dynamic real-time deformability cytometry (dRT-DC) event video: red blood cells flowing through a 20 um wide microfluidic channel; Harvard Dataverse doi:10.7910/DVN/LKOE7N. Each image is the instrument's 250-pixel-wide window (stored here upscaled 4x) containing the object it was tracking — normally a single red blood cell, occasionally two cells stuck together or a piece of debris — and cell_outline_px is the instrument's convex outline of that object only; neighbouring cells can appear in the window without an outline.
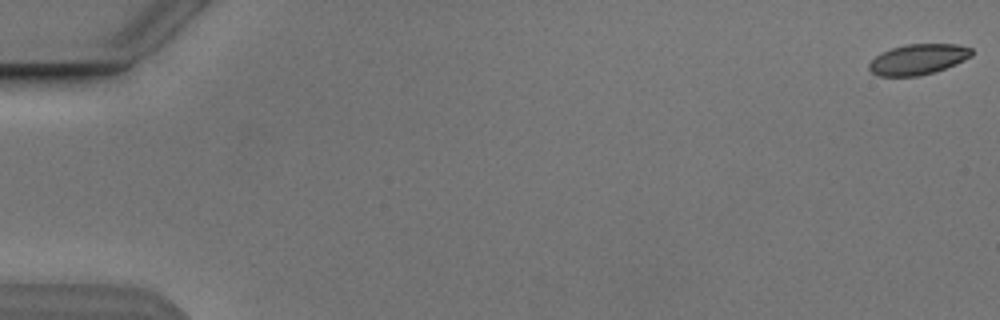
{"species": "Egyptian fruit bat (a non-hibernating species)", "species_latin": "Rousettus aegyptiacus", "temperature_condition": "cold", "stored_images_in_passage": 9, "camera_frame_rate_fps": 3000, "um_per_image_px": 0.085, "animal": {"sex": "male"}, "frame": {"image": 1, "passage_image": 1, "time_ms": 0.0, "image_size_px": [1000, 320], "cell_outline_px": [[972, 56], [956, 64], [936, 72], [920, 76], [876, 76], [868, 68], [868, 64], [880, 52], [892, 48], [908, 44], [956, 44], [972, 48]], "centroid_in_image_um": [78.03, 5.05], "position_along_channel_um": 7.0, "area_um2": 18.38}}
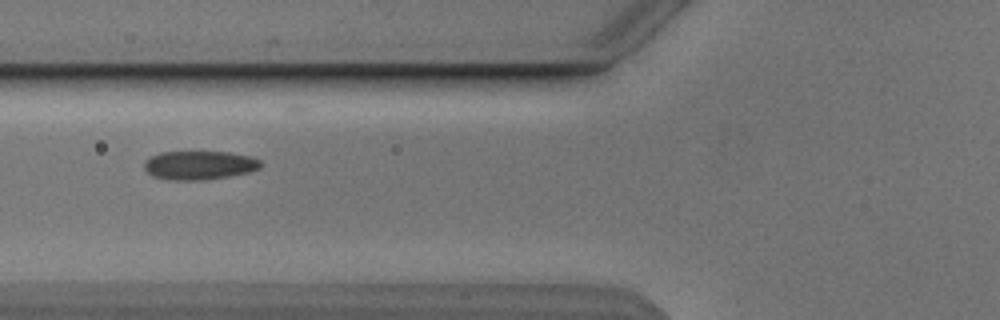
{"frame": {"image": 2, "passage_image": 7, "time_ms": 7.0, "image_size_px": [1000, 320], "cell_outline_px": [[260, 168], [248, 172], [228, 176], [204, 180], [168, 180], [152, 176], [144, 168], [144, 160], [160, 152], [228, 152], [252, 156], [260, 160]], "centroid_in_image_um": [16.92, 14.04], "position_along_channel_um": 108.9, "area_um2": 19.54}}
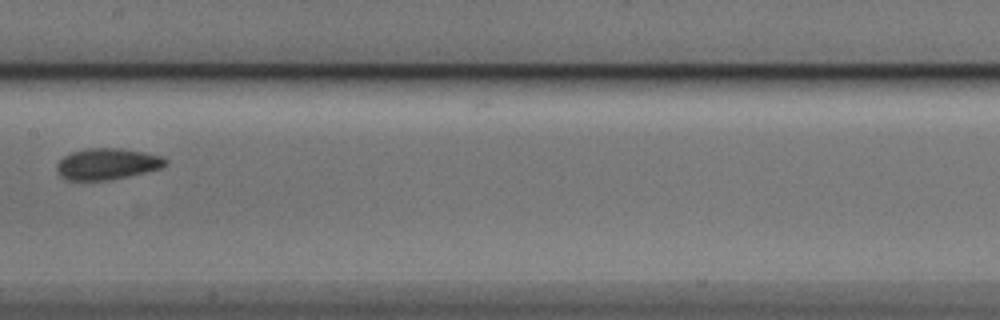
{"frame": {"image": 3, "passage_image": 9, "time_ms": 9.333, "image_size_px": [1000, 320], "cell_outline_px": [[168, 164], [160, 168], [128, 176], [108, 180], [68, 180], [60, 176], [56, 172], [56, 164], [64, 156], [72, 152], [84, 148], [120, 148], [144, 152], [164, 156], [168, 160]], "centroid_in_image_um": [9.11, 13.92], "position_along_channel_um": 198.3, "area_um2": 19.94}}